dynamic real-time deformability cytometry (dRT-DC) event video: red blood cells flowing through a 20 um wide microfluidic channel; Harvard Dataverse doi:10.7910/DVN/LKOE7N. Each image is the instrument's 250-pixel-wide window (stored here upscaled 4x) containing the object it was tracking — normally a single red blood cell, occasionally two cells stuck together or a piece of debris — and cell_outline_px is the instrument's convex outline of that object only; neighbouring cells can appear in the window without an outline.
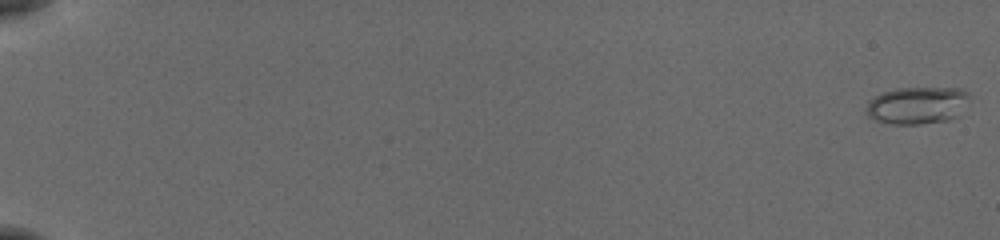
{"species": "common noctule bat (a hibernating species)", "species_latin": "Nyctalus noctula", "temperature_condition": "cold", "stored_images_in_passage": 9, "camera_frame_rate_fps": 3000, "um_per_image_px": 0.085, "animal": {"sex": "female", "body_mass_g": 19.5, "forearm_length_mm": 54.1}, "frame": {"image": 1, "passage_image": 1, "time_ms": 0.0, "image_size_px": [1000, 240], "cell_outline_px": [[968, 96], [960, 116], [948, 120], [920, 124], [892, 124], [876, 120], [868, 116], [864, 112], [864, 108], [868, 100], [884, 92], [896, 88], [964, 88], [968, 92]], "centroid_in_image_um": [77.94, 8.96], "position_along_channel_um": 7.1, "area_um2": 22.6}}